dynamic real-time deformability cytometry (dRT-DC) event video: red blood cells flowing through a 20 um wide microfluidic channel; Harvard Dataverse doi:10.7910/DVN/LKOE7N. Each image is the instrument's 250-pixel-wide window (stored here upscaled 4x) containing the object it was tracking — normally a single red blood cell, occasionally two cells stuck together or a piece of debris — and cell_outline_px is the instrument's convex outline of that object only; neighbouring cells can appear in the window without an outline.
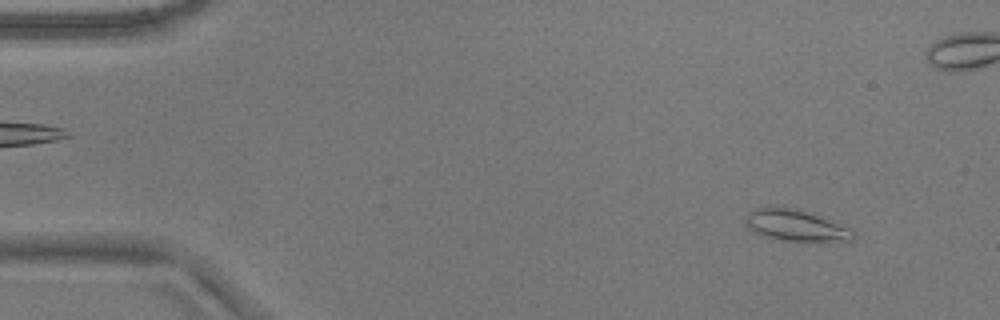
{"species": "common noctule bat (a hibernating species)", "species_latin": "Nyctalus noctula", "temperature_condition": "warm", "stored_images_in_passage": 54, "camera_frame_rate_fps": 3000, "um_per_image_px": 0.085, "animal": {"sex": "male", "body_mass_g": 17.9}, "frame": {"image": 1, "passage_image": 5, "time_ms": 1.333, "image_size_px": [1000, 320], "cell_outline_px": [[856, 236], [852, 240], [780, 240], [760, 236], [748, 228], [744, 224], [744, 216], [748, 212], [756, 208], [800, 208], [812, 212], [848, 228], [856, 232]], "centroid_in_image_um": [67.58, 19.15], "position_along_channel_um": 17.4, "area_um2": 19.59}}
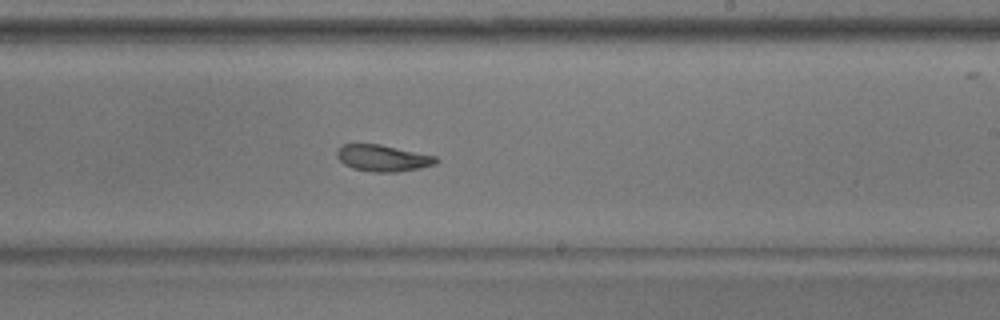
{"frame": {"image": 2, "passage_image": 32, "time_ms": 10.333, "image_size_px": [1000, 320], "cell_outline_px": [[440, 160], [436, 164], [420, 168], [396, 172], [372, 172], [352, 168], [344, 164], [336, 156], [336, 152], [344, 144], [380, 144], [436, 156]], "centroid_in_image_um": [32.56, 13.44], "position_along_channel_um": 256.4, "area_um2": 15.32}}
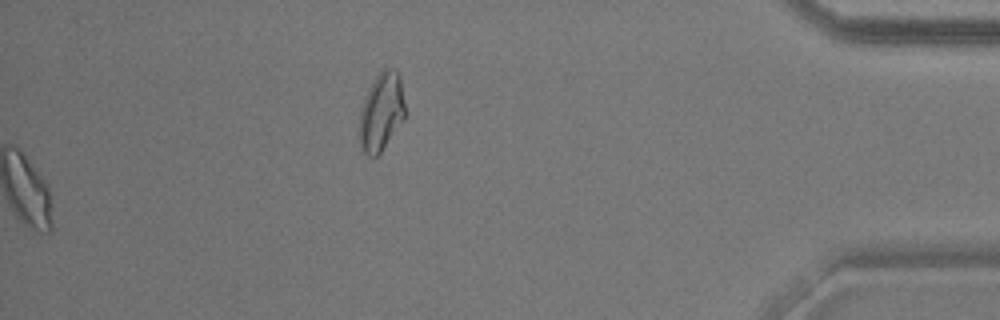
{"frame": {"image": 3, "passage_image": 54, "time_ms": 17.667, "image_size_px": [1000, 320], "cell_outline_px": [[404, 120], [380, 152], [376, 156], [368, 156], [360, 148], [360, 108], [368, 88], [376, 76], [384, 68], [392, 68], [400, 76], [404, 104]], "centroid_in_image_um": [32.4, 9.5], "position_along_channel_um": 402.8, "area_um2": 20.58}, "authors_computed_cell_mechanics": {"area_um2": 16.7042, "velocity_mm_per_s": 3.7685, "shape_relaxation_time_tau1_ms": 3.1462, "shape_relaxation_time_tau2_ms": 2.8005, "deformation_change_tau1": 0.1352, "deformation_change_tau2": 0.0929}}